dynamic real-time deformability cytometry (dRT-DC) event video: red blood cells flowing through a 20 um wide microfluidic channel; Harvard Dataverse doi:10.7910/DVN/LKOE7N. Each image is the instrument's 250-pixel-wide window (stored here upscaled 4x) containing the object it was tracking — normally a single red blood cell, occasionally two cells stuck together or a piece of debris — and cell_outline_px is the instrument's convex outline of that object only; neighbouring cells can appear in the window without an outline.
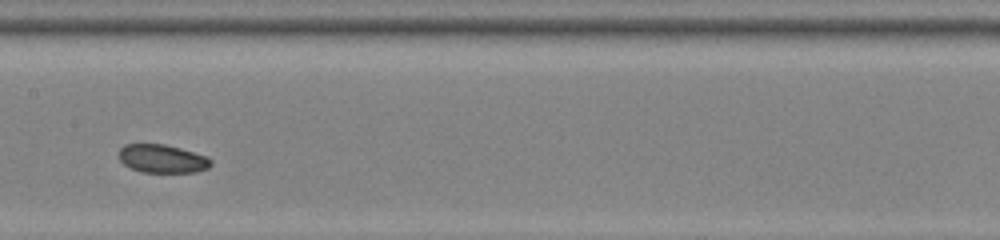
{"species": "common noctule bat (a hibernating species)", "species_latin": "Nyctalus noctula", "temperature_condition": "room temperature", "stored_images_in_passage": 27, "camera_frame_rate_fps": 3000, "um_per_image_px": 0.085, "animal": {"sex": "female", "body_mass_g": 22.0, "forearm_length_mm": 56.7}, "frame": {"image": 1, "passage_image": 12, "time_ms": 3.667, "image_size_px": [1000, 240], "cell_outline_px": [[212, 164], [208, 168], [196, 172], [140, 172], [124, 164], [120, 160], [120, 148], [124, 144], [164, 144], [180, 148], [204, 156], [212, 160]], "centroid_in_image_um": [13.79, 13.49], "position_along_channel_um": 193.6, "area_um2": 15.03}, "authors_computed_cell_mechanics": {"area_um2": 15.7794, "velocity_mm_per_s": 3.9825, "shape_relaxation_time_tau1_ms": null, "shape_relaxation_time_tau2_ms": 2.905, "deformation_change_tau1": null, "deformation_change_tau2": 0.0677}}